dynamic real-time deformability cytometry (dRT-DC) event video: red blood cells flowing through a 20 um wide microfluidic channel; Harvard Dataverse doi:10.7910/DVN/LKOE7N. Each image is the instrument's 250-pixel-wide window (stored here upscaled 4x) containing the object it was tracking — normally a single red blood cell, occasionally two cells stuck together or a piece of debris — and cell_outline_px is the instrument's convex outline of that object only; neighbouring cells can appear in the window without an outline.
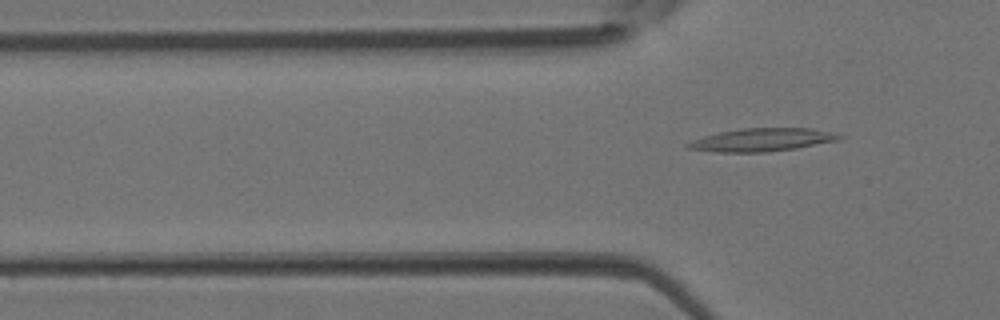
{"species": "Egyptian fruit bat (a non-hibernating species)", "species_latin": "Rousettus aegyptiacus", "temperature_condition": "room temperature", "stored_images_in_passage": 5, "segment_of_instrument_passage": [2, 2], "camera_frame_rate_fps": 3000, "um_per_image_px": 0.085, "animal": {"sex": "female"}, "frame": {"image": 1, "passage_image": 5, "time_ms": 1.333, "image_size_px": [1000, 320], "cell_outline_px": [[844, 136], [840, 140], [796, 148], [768, 152], [712, 152], [688, 148], [684, 144], [692, 140], [704, 136], [720, 132], [744, 128], [812, 128]], "centroid_in_image_um": [64.75, 11.89], "position_along_channel_um": 61.1, "area_um2": 20.23}}